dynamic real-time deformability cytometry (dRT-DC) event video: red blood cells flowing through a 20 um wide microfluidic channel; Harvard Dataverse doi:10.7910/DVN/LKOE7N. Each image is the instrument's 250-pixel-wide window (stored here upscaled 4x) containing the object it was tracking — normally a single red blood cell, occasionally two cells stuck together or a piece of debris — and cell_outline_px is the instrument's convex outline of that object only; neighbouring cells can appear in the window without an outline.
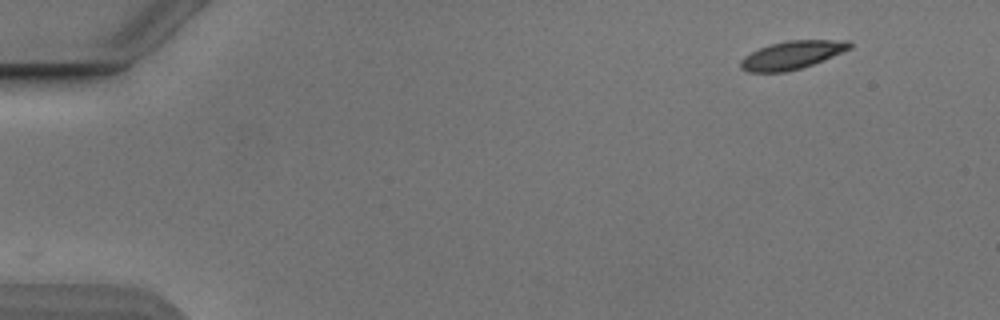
{"species": "Egyptian fruit bat (a non-hibernating species)", "species_latin": "Rousettus aegyptiacus", "temperature_condition": "cold", "stored_images_in_passage": 17, "camera_frame_rate_fps": 3000, "um_per_image_px": 0.085, "animal": {"sex": "male"}, "frame": {"image": 1, "passage_image": 1, "time_ms": 0.0, "image_size_px": [1000, 320], "cell_outline_px": [[852, 48], [812, 64], [800, 68], [784, 72], [748, 72], [740, 68], [740, 60], [744, 56], [760, 48], [772, 44], [788, 40], [852, 40]], "centroid_in_image_um": [67.32, 4.67], "position_along_channel_um": 17.7, "area_um2": 17.74}}
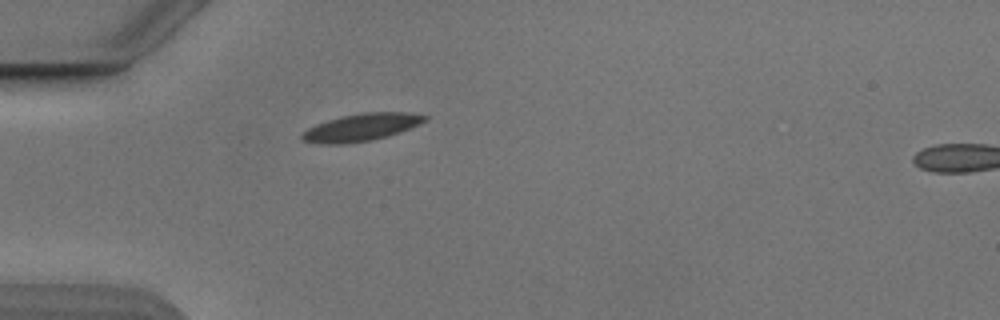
{"frame": {"image": 2, "passage_image": 12, "time_ms": 3.667, "image_size_px": [1000, 320], "cell_outline_px": [[428, 120], [420, 124], [400, 132], [388, 136], [372, 140], [344, 144], [320, 144], [304, 140], [300, 136], [308, 128], [328, 120], [340, 116], [364, 112], [408, 112], [428, 116]], "centroid_in_image_um": [30.76, 10.82], "position_along_channel_um": 54.2, "area_um2": 19.59}}
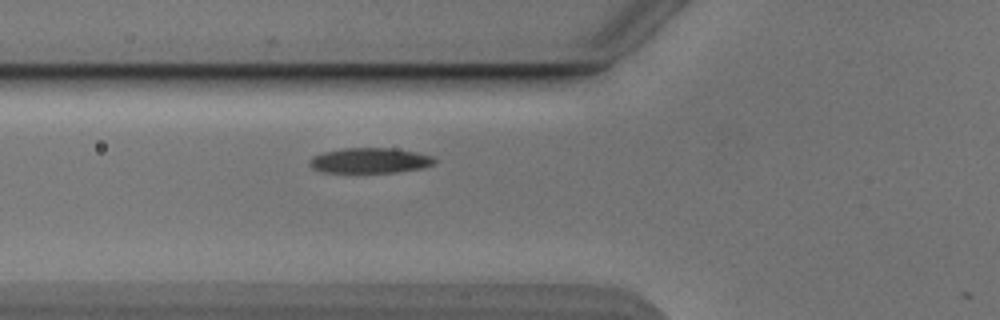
{"frame": {"image": 3, "passage_image": 16, "time_ms": 5.0, "image_size_px": [1000, 320], "cell_outline_px": [[436, 160], [432, 164], [424, 168], [396, 172], [320, 172], [312, 168], [308, 164], [308, 160], [312, 156], [324, 152], [344, 148], [396, 148], [416, 152], [432, 156]], "centroid_in_image_um": [31.42, 13.64], "position_along_channel_um": 94.4, "area_um2": 18.5}}